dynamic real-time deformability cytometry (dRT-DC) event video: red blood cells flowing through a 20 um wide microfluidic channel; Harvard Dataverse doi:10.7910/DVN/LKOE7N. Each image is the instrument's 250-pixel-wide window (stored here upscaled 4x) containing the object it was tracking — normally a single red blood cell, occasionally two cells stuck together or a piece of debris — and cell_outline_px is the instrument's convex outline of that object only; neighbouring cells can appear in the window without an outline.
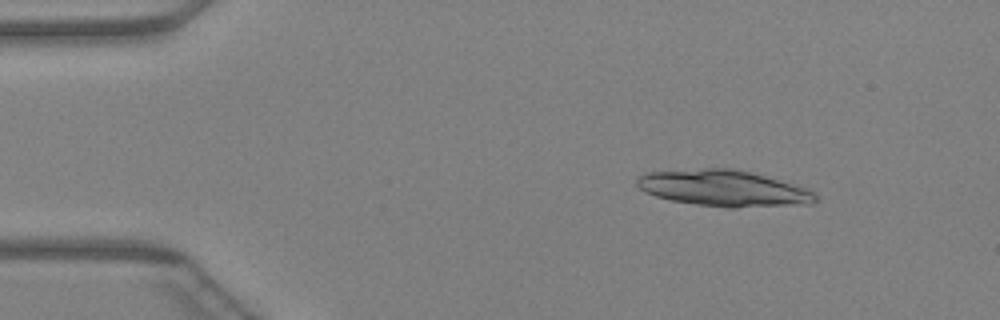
{"species": "Egyptian fruit bat (a non-hibernating species)", "species_latin": "Rousettus aegyptiacus", "temperature_condition": "warm", "stored_images_in_passage": 17, "camera_frame_rate_fps": 3000, "um_per_image_px": 0.085, "animal": {"sex": "female"}, "frame": {"image": 1, "passage_image": 6, "time_ms": 1.667, "image_size_px": [1000, 320], "cell_outline_px": [[816, 200], [812, 204], [736, 208], [724, 208], [696, 204], [672, 200], [656, 196], [644, 192], [636, 184], [636, 180], [644, 172], [704, 168], [732, 168], [752, 172], [792, 184], [816, 192]], "centroid_in_image_um": [61.5, 16.01], "position_along_channel_um": 23.5, "area_um2": 37.8}}